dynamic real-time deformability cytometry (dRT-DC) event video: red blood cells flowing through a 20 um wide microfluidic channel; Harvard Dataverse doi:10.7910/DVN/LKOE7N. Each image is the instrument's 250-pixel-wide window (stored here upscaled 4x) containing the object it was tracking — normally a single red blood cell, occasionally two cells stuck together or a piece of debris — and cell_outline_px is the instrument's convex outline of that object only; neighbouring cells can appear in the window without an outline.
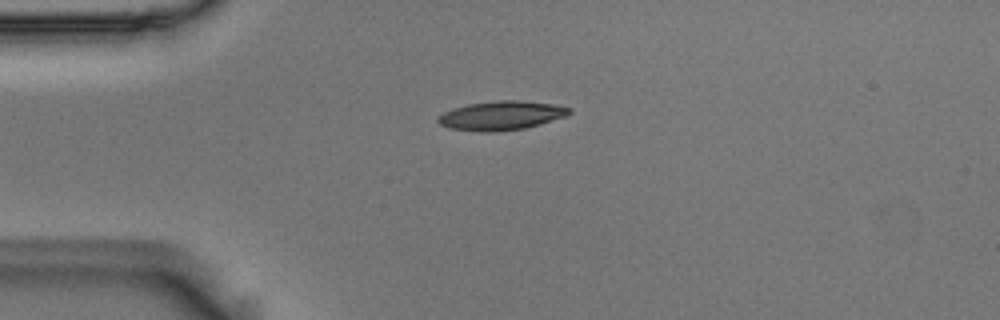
{"species": "Egyptian fruit bat (a non-hibernating species)", "species_latin": "Rousettus aegyptiacus", "temperature_condition": "room temperature", "stored_images_in_passage": 6, "camera_frame_rate_fps": 3000, "um_per_image_px": 0.085, "animal": {"sex": "male"}, "frame": {"image": 1, "passage_image": 6, "time_ms": 1.667, "image_size_px": [1000, 320], "cell_outline_px": [[572, 112], [568, 116], [540, 124], [524, 128], [496, 132], [480, 132], [452, 128], [440, 124], [436, 120], [436, 116], [452, 108], [468, 104], [496, 100], [520, 100], [552, 104], [572, 108]], "centroid_in_image_um": [42.62, 9.82], "position_along_channel_um": 42.4, "area_um2": 22.37}}